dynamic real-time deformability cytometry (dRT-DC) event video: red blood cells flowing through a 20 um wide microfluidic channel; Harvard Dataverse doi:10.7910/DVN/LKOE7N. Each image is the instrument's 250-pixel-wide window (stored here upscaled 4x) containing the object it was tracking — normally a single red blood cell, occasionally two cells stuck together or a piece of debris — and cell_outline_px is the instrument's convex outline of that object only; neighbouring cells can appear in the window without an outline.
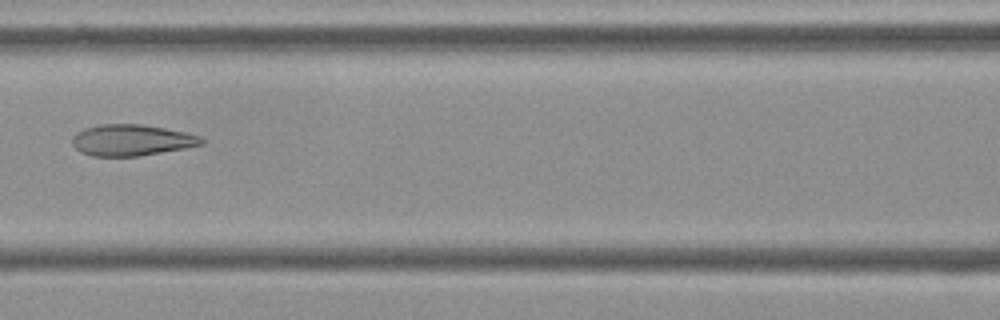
{"species": "Egyptian fruit bat (a non-hibernating species)", "species_latin": "Rousettus aegyptiacus", "temperature_condition": "cold", "stored_images_in_passage": 7, "camera_frame_rate_fps": 3000, "um_per_image_px": 0.085, "frame": {"image": 1, "passage_image": 7, "time_ms": 2.0, "image_size_px": [1000, 320], "cell_outline_px": [[204, 144], [184, 148], [140, 156], [92, 156], [80, 152], [72, 144], [72, 136], [76, 132], [84, 128], [100, 124], [144, 124], [184, 132], [200, 136], [204, 140]], "centroid_in_image_um": [11.15, 11.91], "position_along_channel_um": 155.4, "area_um2": 23.58}}